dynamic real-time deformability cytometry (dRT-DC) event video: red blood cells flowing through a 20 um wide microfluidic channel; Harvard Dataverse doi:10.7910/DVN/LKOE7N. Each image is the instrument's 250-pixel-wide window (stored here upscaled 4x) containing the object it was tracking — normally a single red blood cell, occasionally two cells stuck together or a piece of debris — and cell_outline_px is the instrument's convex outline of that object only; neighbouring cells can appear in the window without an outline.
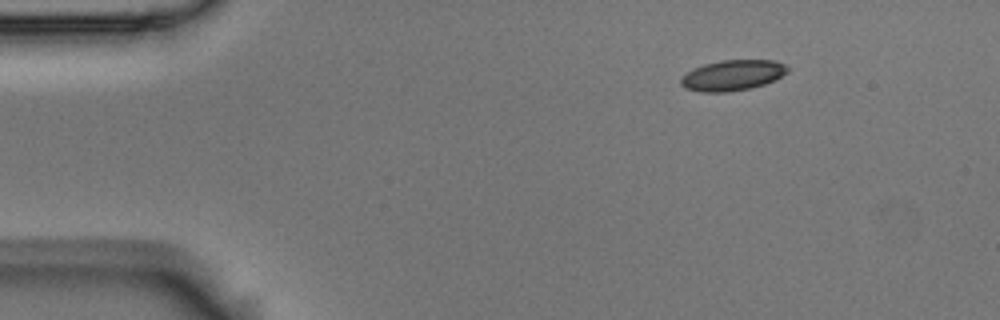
{"species": "Egyptian fruit bat (a non-hibernating species)", "species_latin": "Rousettus aegyptiacus", "temperature_condition": "room temperature", "stored_images_in_passage": 5, "camera_frame_rate_fps": 3000, "um_per_image_px": 0.085, "animal": {"sex": "male"}, "frame": {"image": 1, "passage_image": 1, "time_ms": 0.0, "image_size_px": [1000, 320], "cell_outline_px": [[788, 72], [776, 80], [764, 84], [748, 88], [724, 92], [700, 92], [684, 88], [680, 84], [680, 80], [688, 72], [704, 64], [720, 60], [776, 60], [784, 64], [788, 68]], "centroid_in_image_um": [62.29, 6.39], "position_along_channel_um": 22.7, "area_um2": 18.9}}
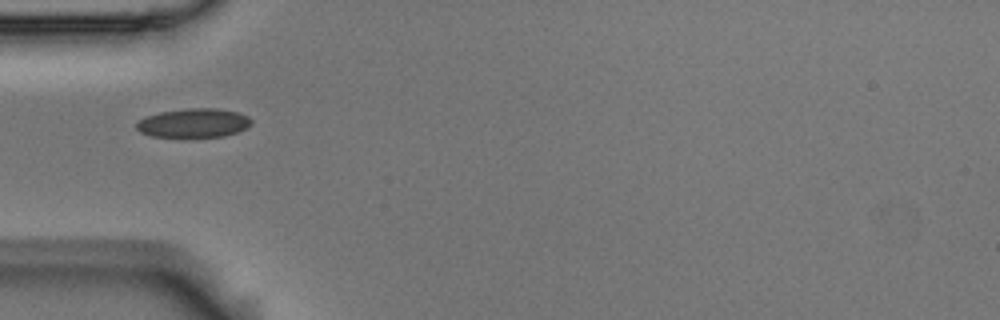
{"frame": {"image": 2, "passage_image": 4, "time_ms": 1.0, "image_size_px": [1000, 320], "cell_outline_px": [[252, 124], [236, 132], [224, 136], [152, 136], [140, 132], [136, 128], [136, 124], [144, 116], [160, 112], [188, 108], [220, 108], [236, 112], [248, 116], [252, 120]], "centroid_in_image_um": [16.45, 10.43], "position_along_channel_um": 68.5, "area_um2": 19.19}}
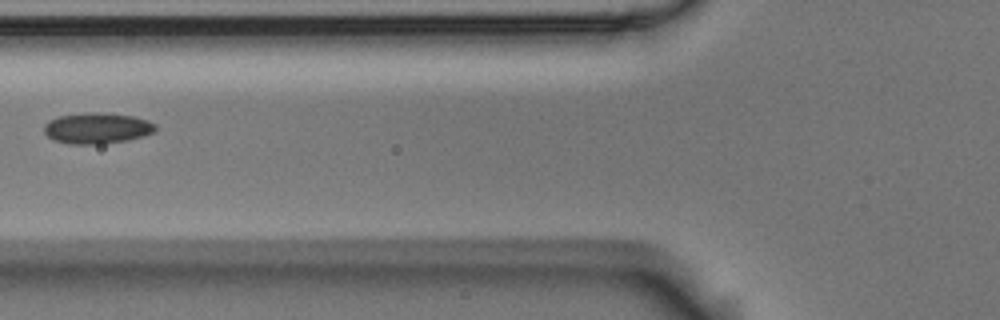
{"frame": {"image": 3, "passage_image": 5, "time_ms": 1.333, "image_size_px": [1000, 320], "cell_outline_px": [[156, 128], [152, 132], [144, 136], [128, 140], [100, 144], [68, 144], [52, 140], [44, 132], [44, 124], [48, 120], [60, 116], [88, 112], [96, 112], [132, 116], [148, 120], [156, 124]], "centroid_in_image_um": [8.22, 10.9], "position_along_channel_um": 117.6, "area_um2": 20.11}}